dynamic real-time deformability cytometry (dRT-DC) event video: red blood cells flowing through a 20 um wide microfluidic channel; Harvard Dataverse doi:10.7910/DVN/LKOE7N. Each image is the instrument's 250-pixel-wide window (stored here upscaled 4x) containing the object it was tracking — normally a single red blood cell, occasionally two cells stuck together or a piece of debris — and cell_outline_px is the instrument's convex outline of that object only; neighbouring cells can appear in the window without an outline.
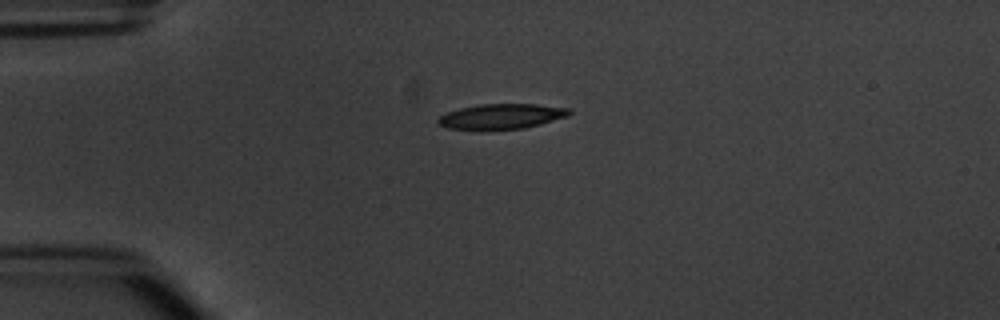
{"species": "common noctule bat (a hibernating species)", "species_latin": "Nyctalus noctula", "temperature_condition": "warm", "stored_images_in_passage": 5, "camera_frame_rate_fps": 3000, "um_per_image_px": 0.085, "animal": {"sex": "male", "body_mass_g": 20.1, "forearm_length_mm": 53.5}, "frame": {"image": 1, "passage_image": 1, "time_ms": 0.0, "image_size_px": [1000, 320], "cell_outline_px": [[572, 112], [568, 116], [540, 124], [524, 128], [480, 132], [448, 128], [440, 124], [436, 120], [440, 116], [448, 112], [460, 108], [480, 104], [536, 104], [572, 108]], "centroid_in_image_um": [42.62, 9.92], "position_along_channel_um": 42.4, "area_um2": 19.83}}
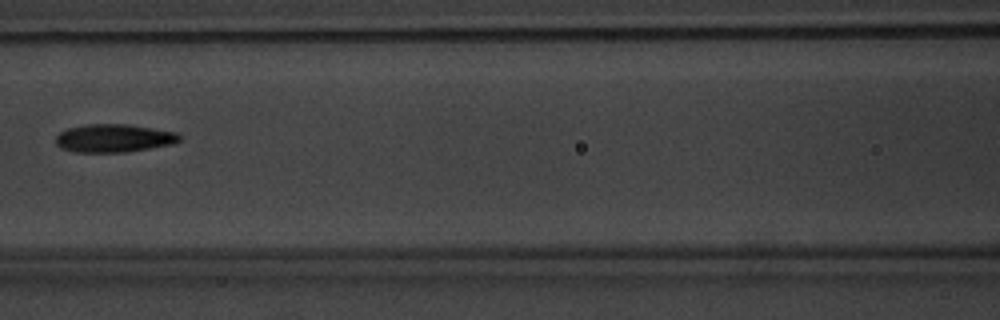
{"frame": {"image": 2, "passage_image": 4, "time_ms": 3.667, "image_size_px": [1000, 320], "cell_outline_px": [[180, 140], [176, 144], [128, 152], [76, 152], [60, 148], [56, 144], [56, 136], [60, 132], [68, 128], [84, 124], [128, 124], [176, 132], [180, 136]], "centroid_in_image_um": [9.69, 11.75], "position_along_channel_um": 156.9, "area_um2": 20.46}}
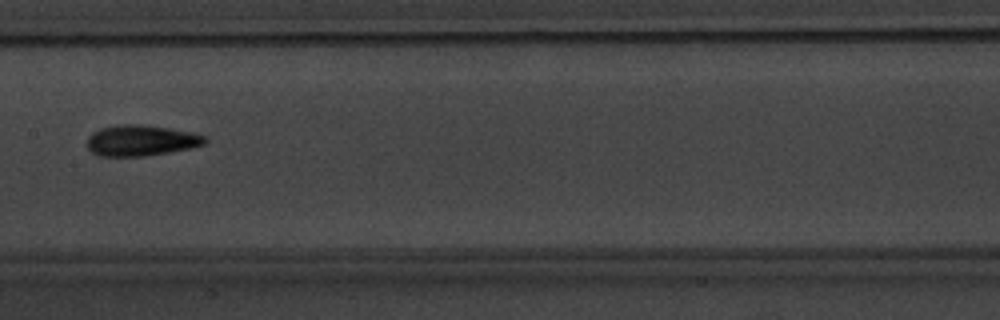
{"frame": {"image": 3, "passage_image": 5, "time_ms": 4.667, "image_size_px": [1000, 320], "cell_outline_px": [[208, 140], [204, 144], [192, 148], [144, 156], [100, 156], [92, 152], [88, 148], [88, 136], [92, 132], [100, 128], [116, 124], [140, 124], [168, 128], [192, 132], [208, 136]], "centroid_in_image_um": [12.0, 11.93], "position_along_channel_um": 195.4, "area_um2": 21.33}}